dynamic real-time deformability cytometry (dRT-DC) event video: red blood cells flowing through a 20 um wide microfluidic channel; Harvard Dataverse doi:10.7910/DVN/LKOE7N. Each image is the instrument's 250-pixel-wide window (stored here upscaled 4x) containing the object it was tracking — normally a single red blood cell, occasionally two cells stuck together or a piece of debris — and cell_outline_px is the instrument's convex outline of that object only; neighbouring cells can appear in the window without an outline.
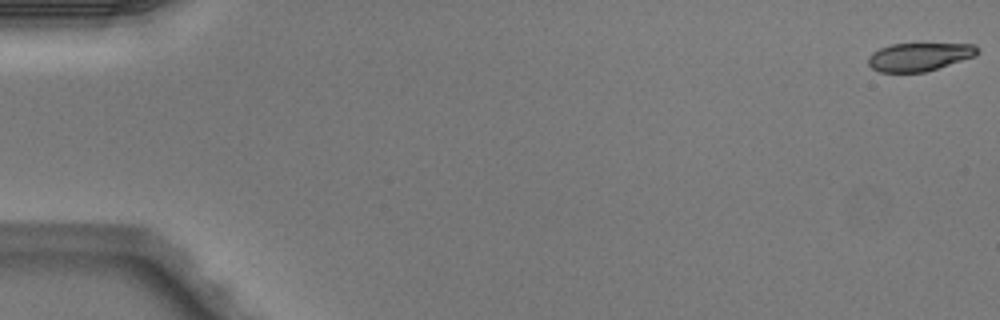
{"species": "Egyptian fruit bat (a non-hibernating species)", "species_latin": "Rousettus aegyptiacus", "temperature_condition": "warm", "stored_images_in_passage": 5, "camera_frame_rate_fps": 3000, "um_per_image_px": 0.085, "animal": {"sex": "male"}, "frame": {"image": 1, "passage_image": 1, "time_ms": 0.0, "image_size_px": [1000, 320], "cell_outline_px": [[980, 52], [976, 56], [924, 72], [880, 72], [872, 68], [868, 64], [868, 56], [872, 52], [880, 48], [892, 44], [972, 44], [980, 48]], "centroid_in_image_um": [78.14, 4.83], "position_along_channel_um": 6.9, "area_um2": 17.92}}
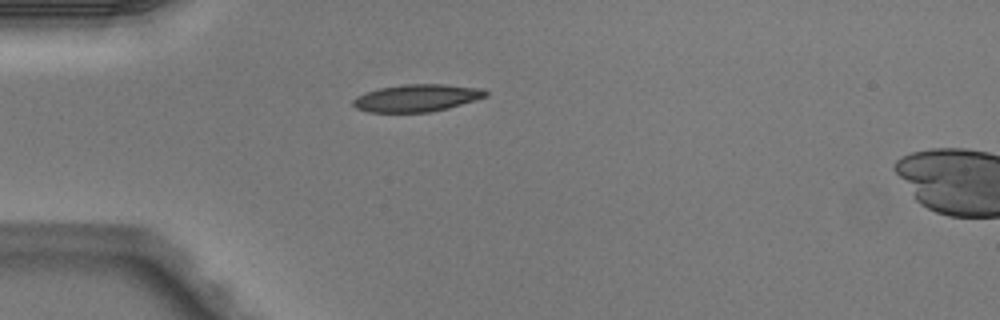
{"frame": {"image": 2, "passage_image": 5, "time_ms": 1.333, "image_size_px": [1000, 320], "cell_outline_px": [[488, 96], [476, 100], [448, 108], [428, 112], [368, 112], [356, 108], [352, 104], [352, 100], [356, 96], [380, 88], [404, 84], [444, 84], [480, 88], [488, 92]], "centroid_in_image_um": [35.43, 8.33], "position_along_channel_um": 49.6, "area_um2": 21.04}}